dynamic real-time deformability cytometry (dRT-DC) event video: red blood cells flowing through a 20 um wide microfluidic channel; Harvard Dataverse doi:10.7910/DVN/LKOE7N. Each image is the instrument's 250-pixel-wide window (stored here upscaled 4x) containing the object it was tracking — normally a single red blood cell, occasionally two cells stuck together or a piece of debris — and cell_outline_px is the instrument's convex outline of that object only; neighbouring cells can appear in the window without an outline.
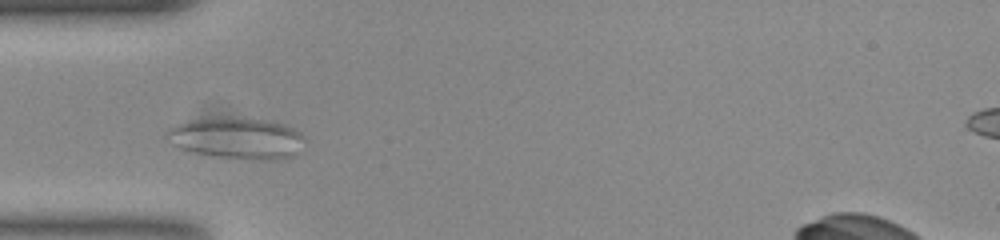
{"species": "common noctule bat (a hibernating species)", "species_latin": "Nyctalus noctula", "temperature_condition": "room temperature", "stored_images_in_passage": 13, "camera_frame_rate_fps": 3000, "um_per_image_px": 0.085, "animal": {"sex": "female", "body_mass_g": 23.0, "forearm_length_mm": 53.4}, "frame": {"image": 1, "passage_image": 4, "time_ms": 1.0, "image_size_px": [1000, 240], "cell_outline_px": [[304, 136], [292, 156], [272, 160], [260, 160], [220, 156], [196, 152], [180, 148], [172, 144], [168, 132], [176, 124], [196, 120], [260, 120], [284, 124], [300, 132]], "centroid_in_image_um": [20.17, 11.78], "position_along_channel_um": 64.8, "area_um2": 31.15}}